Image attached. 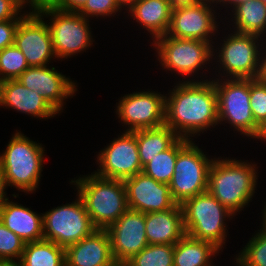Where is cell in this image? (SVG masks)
<instances>
[{"mask_svg":"<svg viewBox=\"0 0 266 266\" xmlns=\"http://www.w3.org/2000/svg\"><path fill=\"white\" fill-rule=\"evenodd\" d=\"M100 169L94 173L98 176L125 180L141 173L136 136L131 131H125L121 136L111 141L97 155Z\"/></svg>","mask_w":266,"mask_h":266,"instance_id":"13","label":"cell"},{"mask_svg":"<svg viewBox=\"0 0 266 266\" xmlns=\"http://www.w3.org/2000/svg\"><path fill=\"white\" fill-rule=\"evenodd\" d=\"M219 251L213 243L185 234L174 245L173 266H214L211 257Z\"/></svg>","mask_w":266,"mask_h":266,"instance_id":"24","label":"cell"},{"mask_svg":"<svg viewBox=\"0 0 266 266\" xmlns=\"http://www.w3.org/2000/svg\"><path fill=\"white\" fill-rule=\"evenodd\" d=\"M256 166L248 161L213 158L209 170L208 191L236 215L254 196L258 180Z\"/></svg>","mask_w":266,"mask_h":266,"instance_id":"2","label":"cell"},{"mask_svg":"<svg viewBox=\"0 0 266 266\" xmlns=\"http://www.w3.org/2000/svg\"><path fill=\"white\" fill-rule=\"evenodd\" d=\"M0 266H23L20 259L17 260H3L0 261Z\"/></svg>","mask_w":266,"mask_h":266,"instance_id":"45","label":"cell"},{"mask_svg":"<svg viewBox=\"0 0 266 266\" xmlns=\"http://www.w3.org/2000/svg\"><path fill=\"white\" fill-rule=\"evenodd\" d=\"M129 209L142 213H152L173 208V200L168 184L160 183L143 172L124 180Z\"/></svg>","mask_w":266,"mask_h":266,"instance_id":"18","label":"cell"},{"mask_svg":"<svg viewBox=\"0 0 266 266\" xmlns=\"http://www.w3.org/2000/svg\"><path fill=\"white\" fill-rule=\"evenodd\" d=\"M116 113L125 131L158 128L165 125L166 96L153 91L134 92L119 99Z\"/></svg>","mask_w":266,"mask_h":266,"instance_id":"12","label":"cell"},{"mask_svg":"<svg viewBox=\"0 0 266 266\" xmlns=\"http://www.w3.org/2000/svg\"><path fill=\"white\" fill-rule=\"evenodd\" d=\"M137 140L142 168L158 153L169 149L180 137L167 125L132 131Z\"/></svg>","mask_w":266,"mask_h":266,"instance_id":"25","label":"cell"},{"mask_svg":"<svg viewBox=\"0 0 266 266\" xmlns=\"http://www.w3.org/2000/svg\"><path fill=\"white\" fill-rule=\"evenodd\" d=\"M0 106L40 119L59 114L37 91L26 88L17 79L0 81Z\"/></svg>","mask_w":266,"mask_h":266,"instance_id":"20","label":"cell"},{"mask_svg":"<svg viewBox=\"0 0 266 266\" xmlns=\"http://www.w3.org/2000/svg\"><path fill=\"white\" fill-rule=\"evenodd\" d=\"M42 215L44 240L64 248L79 242L97 229L79 196L71 204L52 208Z\"/></svg>","mask_w":266,"mask_h":266,"instance_id":"11","label":"cell"},{"mask_svg":"<svg viewBox=\"0 0 266 266\" xmlns=\"http://www.w3.org/2000/svg\"><path fill=\"white\" fill-rule=\"evenodd\" d=\"M266 48V47H265ZM264 53H262V65H261V74L260 78L266 81V49H264ZM265 54V55H264Z\"/></svg>","mask_w":266,"mask_h":266,"instance_id":"43","label":"cell"},{"mask_svg":"<svg viewBox=\"0 0 266 266\" xmlns=\"http://www.w3.org/2000/svg\"><path fill=\"white\" fill-rule=\"evenodd\" d=\"M161 66L188 77L206 67L217 52L211 42L199 39L174 38L163 35L153 40ZM216 50V51H215ZM215 51V52H214Z\"/></svg>","mask_w":266,"mask_h":266,"instance_id":"10","label":"cell"},{"mask_svg":"<svg viewBox=\"0 0 266 266\" xmlns=\"http://www.w3.org/2000/svg\"><path fill=\"white\" fill-rule=\"evenodd\" d=\"M110 266H129V264L127 262H114Z\"/></svg>","mask_w":266,"mask_h":266,"instance_id":"47","label":"cell"},{"mask_svg":"<svg viewBox=\"0 0 266 266\" xmlns=\"http://www.w3.org/2000/svg\"><path fill=\"white\" fill-rule=\"evenodd\" d=\"M136 0H115V2L118 4V6L122 9L125 8H130L134 3H135Z\"/></svg>","mask_w":266,"mask_h":266,"instance_id":"44","label":"cell"},{"mask_svg":"<svg viewBox=\"0 0 266 266\" xmlns=\"http://www.w3.org/2000/svg\"><path fill=\"white\" fill-rule=\"evenodd\" d=\"M231 11L234 16V19H231L235 24L233 32L254 34L260 37L266 33V4L262 1H245Z\"/></svg>","mask_w":266,"mask_h":266,"instance_id":"26","label":"cell"},{"mask_svg":"<svg viewBox=\"0 0 266 266\" xmlns=\"http://www.w3.org/2000/svg\"><path fill=\"white\" fill-rule=\"evenodd\" d=\"M11 1H13L21 10H23L25 5H29L31 8L30 10H32V12L36 11L37 4L33 0H11Z\"/></svg>","mask_w":266,"mask_h":266,"instance_id":"40","label":"cell"},{"mask_svg":"<svg viewBox=\"0 0 266 266\" xmlns=\"http://www.w3.org/2000/svg\"><path fill=\"white\" fill-rule=\"evenodd\" d=\"M36 4H40V3H46L49 0H33Z\"/></svg>","mask_w":266,"mask_h":266,"instance_id":"48","label":"cell"},{"mask_svg":"<svg viewBox=\"0 0 266 266\" xmlns=\"http://www.w3.org/2000/svg\"><path fill=\"white\" fill-rule=\"evenodd\" d=\"M28 67L25 56L15 44L0 51V81L15 80Z\"/></svg>","mask_w":266,"mask_h":266,"instance_id":"30","label":"cell"},{"mask_svg":"<svg viewBox=\"0 0 266 266\" xmlns=\"http://www.w3.org/2000/svg\"><path fill=\"white\" fill-rule=\"evenodd\" d=\"M21 12L23 11L13 1L0 0V22L11 19H23L28 13H31L32 11H26V13L24 12L23 14Z\"/></svg>","mask_w":266,"mask_h":266,"instance_id":"36","label":"cell"},{"mask_svg":"<svg viewBox=\"0 0 266 266\" xmlns=\"http://www.w3.org/2000/svg\"><path fill=\"white\" fill-rule=\"evenodd\" d=\"M122 10L115 0H87L84 7L78 12L86 18H97L100 16H114L118 11ZM113 14V15H112Z\"/></svg>","mask_w":266,"mask_h":266,"instance_id":"34","label":"cell"},{"mask_svg":"<svg viewBox=\"0 0 266 266\" xmlns=\"http://www.w3.org/2000/svg\"><path fill=\"white\" fill-rule=\"evenodd\" d=\"M6 188L7 187H6V183H5L3 174L0 171V207L4 203V201L8 198L6 196V191H5Z\"/></svg>","mask_w":266,"mask_h":266,"instance_id":"41","label":"cell"},{"mask_svg":"<svg viewBox=\"0 0 266 266\" xmlns=\"http://www.w3.org/2000/svg\"><path fill=\"white\" fill-rule=\"evenodd\" d=\"M253 138L266 141V120L259 125L258 131Z\"/></svg>","mask_w":266,"mask_h":266,"instance_id":"42","label":"cell"},{"mask_svg":"<svg viewBox=\"0 0 266 266\" xmlns=\"http://www.w3.org/2000/svg\"><path fill=\"white\" fill-rule=\"evenodd\" d=\"M1 222L25 243L40 241L43 236V215H38L9 197L0 207Z\"/></svg>","mask_w":266,"mask_h":266,"instance_id":"22","label":"cell"},{"mask_svg":"<svg viewBox=\"0 0 266 266\" xmlns=\"http://www.w3.org/2000/svg\"><path fill=\"white\" fill-rule=\"evenodd\" d=\"M25 242L0 220V261L21 258Z\"/></svg>","mask_w":266,"mask_h":266,"instance_id":"32","label":"cell"},{"mask_svg":"<svg viewBox=\"0 0 266 266\" xmlns=\"http://www.w3.org/2000/svg\"><path fill=\"white\" fill-rule=\"evenodd\" d=\"M171 8H181L196 4L199 0H168Z\"/></svg>","mask_w":266,"mask_h":266,"instance_id":"38","label":"cell"},{"mask_svg":"<svg viewBox=\"0 0 266 266\" xmlns=\"http://www.w3.org/2000/svg\"><path fill=\"white\" fill-rule=\"evenodd\" d=\"M212 5L210 0H199L194 5L172 9L170 26L166 35L174 38L211 41V44H214L210 39L218 32L219 25L217 24L219 23L215 21L217 20L216 12Z\"/></svg>","mask_w":266,"mask_h":266,"instance_id":"14","label":"cell"},{"mask_svg":"<svg viewBox=\"0 0 266 266\" xmlns=\"http://www.w3.org/2000/svg\"><path fill=\"white\" fill-rule=\"evenodd\" d=\"M22 19H11L0 22V51L13 45L15 33Z\"/></svg>","mask_w":266,"mask_h":266,"instance_id":"35","label":"cell"},{"mask_svg":"<svg viewBox=\"0 0 266 266\" xmlns=\"http://www.w3.org/2000/svg\"><path fill=\"white\" fill-rule=\"evenodd\" d=\"M217 93L218 123H229L246 137L256 135L259 126L250 106V79H214Z\"/></svg>","mask_w":266,"mask_h":266,"instance_id":"8","label":"cell"},{"mask_svg":"<svg viewBox=\"0 0 266 266\" xmlns=\"http://www.w3.org/2000/svg\"><path fill=\"white\" fill-rule=\"evenodd\" d=\"M17 80L26 88L37 91L58 113L63 110L64 100L77 91L74 81L47 65L28 67Z\"/></svg>","mask_w":266,"mask_h":266,"instance_id":"17","label":"cell"},{"mask_svg":"<svg viewBox=\"0 0 266 266\" xmlns=\"http://www.w3.org/2000/svg\"><path fill=\"white\" fill-rule=\"evenodd\" d=\"M169 93L168 97L166 94L165 125L180 138L191 140L190 137L219 124L217 93L211 79H187L176 83Z\"/></svg>","mask_w":266,"mask_h":266,"instance_id":"1","label":"cell"},{"mask_svg":"<svg viewBox=\"0 0 266 266\" xmlns=\"http://www.w3.org/2000/svg\"><path fill=\"white\" fill-rule=\"evenodd\" d=\"M145 233L148 244L175 245L186 234L181 205L145 213Z\"/></svg>","mask_w":266,"mask_h":266,"instance_id":"21","label":"cell"},{"mask_svg":"<svg viewBox=\"0 0 266 266\" xmlns=\"http://www.w3.org/2000/svg\"><path fill=\"white\" fill-rule=\"evenodd\" d=\"M36 11L43 17L51 16L47 25L57 59L70 58L92 46L88 18L78 12L57 9L48 2L37 4Z\"/></svg>","mask_w":266,"mask_h":266,"instance_id":"7","label":"cell"},{"mask_svg":"<svg viewBox=\"0 0 266 266\" xmlns=\"http://www.w3.org/2000/svg\"><path fill=\"white\" fill-rule=\"evenodd\" d=\"M127 10L152 35V40L167 34L172 14L168 0H136Z\"/></svg>","mask_w":266,"mask_h":266,"instance_id":"23","label":"cell"},{"mask_svg":"<svg viewBox=\"0 0 266 266\" xmlns=\"http://www.w3.org/2000/svg\"><path fill=\"white\" fill-rule=\"evenodd\" d=\"M106 230L115 262H127L148 245L145 213L140 211L128 209Z\"/></svg>","mask_w":266,"mask_h":266,"instance_id":"16","label":"cell"},{"mask_svg":"<svg viewBox=\"0 0 266 266\" xmlns=\"http://www.w3.org/2000/svg\"><path fill=\"white\" fill-rule=\"evenodd\" d=\"M263 212V216H262V219H263V223H262V225L264 226V227H266V204H265V206H264V209L262 210Z\"/></svg>","mask_w":266,"mask_h":266,"instance_id":"46","label":"cell"},{"mask_svg":"<svg viewBox=\"0 0 266 266\" xmlns=\"http://www.w3.org/2000/svg\"><path fill=\"white\" fill-rule=\"evenodd\" d=\"M178 155V140L167 150L158 153L149 161L142 172L157 182L170 184Z\"/></svg>","mask_w":266,"mask_h":266,"instance_id":"28","label":"cell"},{"mask_svg":"<svg viewBox=\"0 0 266 266\" xmlns=\"http://www.w3.org/2000/svg\"><path fill=\"white\" fill-rule=\"evenodd\" d=\"M184 228L194 239L208 241L222 250L227 238L225 221L234 214L224 207L208 190L186 199L182 204Z\"/></svg>","mask_w":266,"mask_h":266,"instance_id":"5","label":"cell"},{"mask_svg":"<svg viewBox=\"0 0 266 266\" xmlns=\"http://www.w3.org/2000/svg\"><path fill=\"white\" fill-rule=\"evenodd\" d=\"M191 140L178 139V155L174 174L169 184L170 193L177 204L208 190L209 170L213 159Z\"/></svg>","mask_w":266,"mask_h":266,"instance_id":"6","label":"cell"},{"mask_svg":"<svg viewBox=\"0 0 266 266\" xmlns=\"http://www.w3.org/2000/svg\"><path fill=\"white\" fill-rule=\"evenodd\" d=\"M237 266H245L242 262H240L237 258H235Z\"/></svg>","mask_w":266,"mask_h":266,"instance_id":"49","label":"cell"},{"mask_svg":"<svg viewBox=\"0 0 266 266\" xmlns=\"http://www.w3.org/2000/svg\"><path fill=\"white\" fill-rule=\"evenodd\" d=\"M233 33L228 34V37H225L226 40L223 39L221 47L218 48L219 52L216 53L218 58L216 56L213 58L219 59L217 61L220 63V65L218 63V72L220 74V71H223V76L220 77H227V79L260 78L263 50L259 48L260 42L257 41L263 38L254 34Z\"/></svg>","mask_w":266,"mask_h":266,"instance_id":"9","label":"cell"},{"mask_svg":"<svg viewBox=\"0 0 266 266\" xmlns=\"http://www.w3.org/2000/svg\"><path fill=\"white\" fill-rule=\"evenodd\" d=\"M70 183L76 185L77 196L97 229H107L129 209L124 180L104 178L93 172Z\"/></svg>","mask_w":266,"mask_h":266,"instance_id":"3","label":"cell"},{"mask_svg":"<svg viewBox=\"0 0 266 266\" xmlns=\"http://www.w3.org/2000/svg\"><path fill=\"white\" fill-rule=\"evenodd\" d=\"M258 231L236 256L245 266H266V227Z\"/></svg>","mask_w":266,"mask_h":266,"instance_id":"31","label":"cell"},{"mask_svg":"<svg viewBox=\"0 0 266 266\" xmlns=\"http://www.w3.org/2000/svg\"><path fill=\"white\" fill-rule=\"evenodd\" d=\"M250 106L259 126L266 120V81L261 78L250 79Z\"/></svg>","mask_w":266,"mask_h":266,"instance_id":"33","label":"cell"},{"mask_svg":"<svg viewBox=\"0 0 266 266\" xmlns=\"http://www.w3.org/2000/svg\"><path fill=\"white\" fill-rule=\"evenodd\" d=\"M210 1L213 4H215L214 6H216V4L218 3V4H221L222 6H225L227 8L226 5L230 4L229 6L234 9L237 5H239L245 1H249V0H210Z\"/></svg>","mask_w":266,"mask_h":266,"instance_id":"39","label":"cell"},{"mask_svg":"<svg viewBox=\"0 0 266 266\" xmlns=\"http://www.w3.org/2000/svg\"><path fill=\"white\" fill-rule=\"evenodd\" d=\"M44 151L40 143L16 131L0 155V171L6 187L14 186L26 193L35 191L42 176Z\"/></svg>","mask_w":266,"mask_h":266,"instance_id":"4","label":"cell"},{"mask_svg":"<svg viewBox=\"0 0 266 266\" xmlns=\"http://www.w3.org/2000/svg\"><path fill=\"white\" fill-rule=\"evenodd\" d=\"M14 44L25 56L29 67L46 66L49 60L56 58L47 22L37 11L28 13L19 22Z\"/></svg>","mask_w":266,"mask_h":266,"instance_id":"15","label":"cell"},{"mask_svg":"<svg viewBox=\"0 0 266 266\" xmlns=\"http://www.w3.org/2000/svg\"><path fill=\"white\" fill-rule=\"evenodd\" d=\"M115 262L106 229L92 234L65 248V266H110Z\"/></svg>","mask_w":266,"mask_h":266,"instance_id":"19","label":"cell"},{"mask_svg":"<svg viewBox=\"0 0 266 266\" xmlns=\"http://www.w3.org/2000/svg\"><path fill=\"white\" fill-rule=\"evenodd\" d=\"M87 0H49L48 3L60 10L69 12H79Z\"/></svg>","mask_w":266,"mask_h":266,"instance_id":"37","label":"cell"},{"mask_svg":"<svg viewBox=\"0 0 266 266\" xmlns=\"http://www.w3.org/2000/svg\"><path fill=\"white\" fill-rule=\"evenodd\" d=\"M174 245L148 244L127 261L129 266H173Z\"/></svg>","mask_w":266,"mask_h":266,"instance_id":"29","label":"cell"},{"mask_svg":"<svg viewBox=\"0 0 266 266\" xmlns=\"http://www.w3.org/2000/svg\"><path fill=\"white\" fill-rule=\"evenodd\" d=\"M20 260L23 266H65V248L44 239L25 243Z\"/></svg>","mask_w":266,"mask_h":266,"instance_id":"27","label":"cell"}]
</instances>
